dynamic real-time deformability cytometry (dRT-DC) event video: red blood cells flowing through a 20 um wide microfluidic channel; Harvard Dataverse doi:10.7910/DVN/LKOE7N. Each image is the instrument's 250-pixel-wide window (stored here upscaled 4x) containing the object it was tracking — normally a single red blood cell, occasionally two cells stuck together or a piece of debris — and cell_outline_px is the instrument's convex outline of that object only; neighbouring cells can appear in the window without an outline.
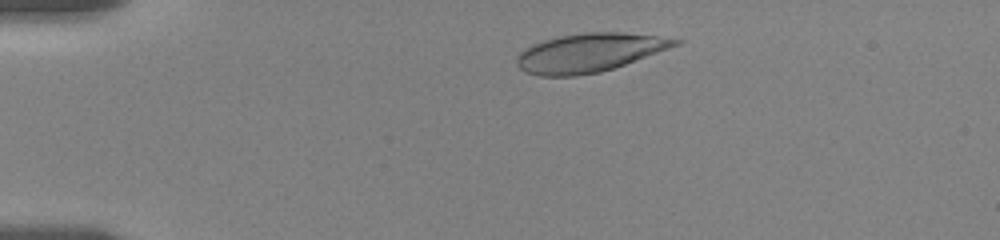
{"species": "human", "species_latin": "Homo sapiens", "temperature_condition": "room temperature", "stored_images_in_passage": 45, "camera_frame_rate_fps": 3000, "um_per_image_px": 0.085, "donor": {"sex": "female"}, "frame": {"image": 1, "passage_image": 4, "time_ms": 1.333, "image_size_px": [1000, 240], "cell_outline_px": [[684, 40], [680, 44], [624, 64], [600, 72], [576, 76], [540, 76], [524, 72], [516, 64], [516, 56], [524, 48], [532, 44], [544, 40], [560, 36], [588, 32], [620, 32], [656, 36]], "centroid_in_image_um": [50.03, 4.48], "position_along_channel_um": 35.0, "area_um2": 35.43}}
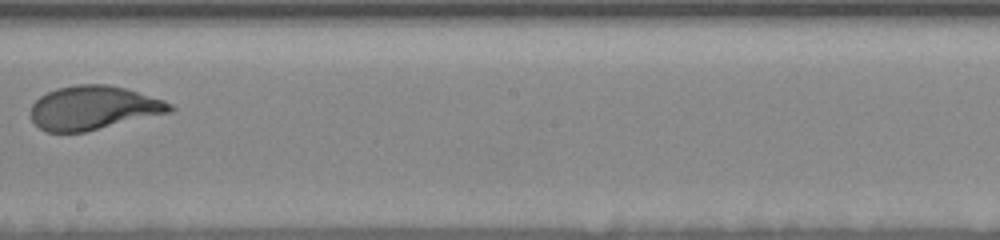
{"frame": {"image": 2, "passage_image": 23, "time_ms": 8.667, "image_size_px": [1000, 240], "cell_outline_px": [[176, 108], [172, 112], [84, 132], [48, 132], [40, 128], [32, 120], [32, 104], [40, 96], [56, 88], [76, 84], [108, 84], [128, 88], [164, 100], [172, 104]], "centroid_in_image_um": [7.99, 9.15], "position_along_channel_um": 240.2, "area_um2": 35.66}}
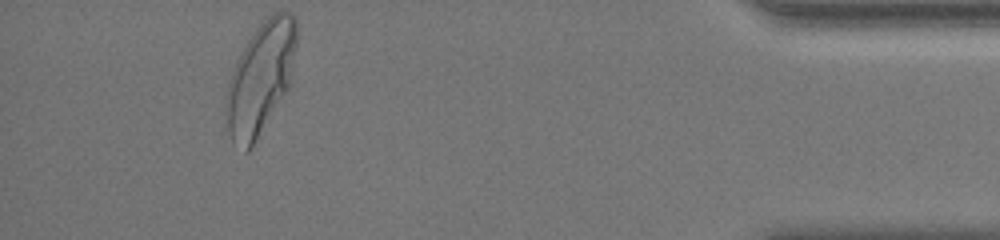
{"frame": {"image": 3, "passage_image": 45, "time_ms": 15.0, "image_size_px": [1000, 240], "cell_outline_px": [[296, 48], [288, 88], [248, 152], [244, 152], [232, 144], [228, 132], [224, 112], [224, 100], [228, 84], [232, 72], [248, 40], [260, 24], [272, 12], [288, 12], [296, 20]], "centroid_in_image_um": [22.1, 6.7], "position_along_channel_um": 413.1, "area_um2": 45.32}, "authors_computed_cell_mechanics": {"area_um2": 35.9516, "velocity_mm_per_s": 3.5232, "shape_relaxation_time_tau1_ms": 2.8898, "shape_relaxation_time_tau2_ms": null, "deformation_change_tau1": 0.1473, "deformation_change_tau2": null}}